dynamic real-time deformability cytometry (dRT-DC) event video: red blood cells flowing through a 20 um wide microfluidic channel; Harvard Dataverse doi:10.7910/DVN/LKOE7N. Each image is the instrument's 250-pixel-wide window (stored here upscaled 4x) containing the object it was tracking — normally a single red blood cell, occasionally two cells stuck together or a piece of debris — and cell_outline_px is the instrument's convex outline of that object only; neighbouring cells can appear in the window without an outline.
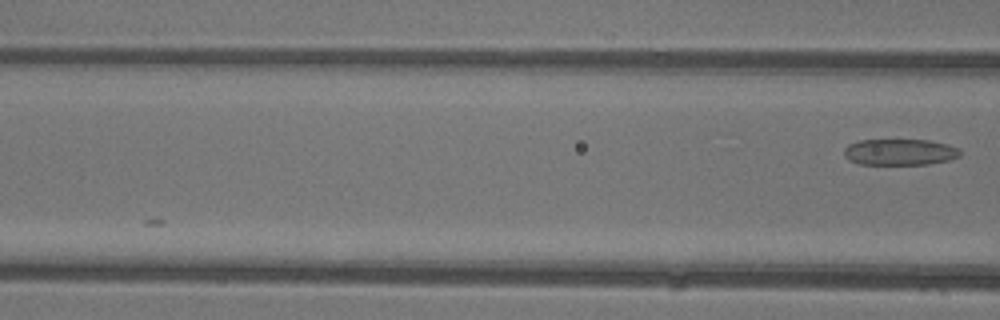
{"species": "common noctule bat (a hibernating species)", "species_latin": "Nyctalus noctula", "temperature_condition": "warm", "stored_images_in_passage": 4, "camera_frame_rate_fps": 3000, "um_per_image_px": 0.085, "animal": {"sex": "female"}, "frame": {"image": 1, "passage_image": 4, "time_ms": 3.667, "image_size_px": [1000, 320], "cell_outline_px": [[960, 156], [948, 160], [932, 164], [860, 164], [848, 160], [844, 156], [844, 148], [848, 144], [860, 140], [928, 140], [948, 144], [960, 148]], "centroid_in_image_um": [76.49, 12.92], "position_along_channel_um": 90.1, "area_um2": 17.86}}